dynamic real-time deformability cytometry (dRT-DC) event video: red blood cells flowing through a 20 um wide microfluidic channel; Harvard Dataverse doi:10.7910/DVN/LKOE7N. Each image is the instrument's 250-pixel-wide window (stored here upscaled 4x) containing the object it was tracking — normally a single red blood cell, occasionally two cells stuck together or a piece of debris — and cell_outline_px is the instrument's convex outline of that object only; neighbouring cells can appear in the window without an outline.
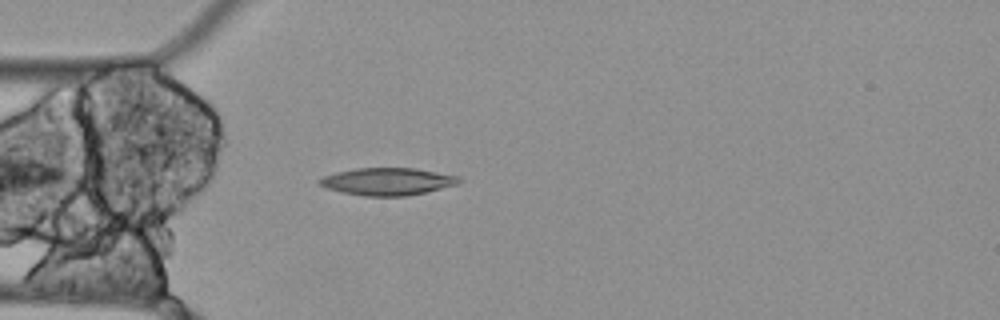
{"species": "Egyptian fruit bat (a non-hibernating species)", "species_latin": "Rousettus aegyptiacus", "temperature_condition": "cold", "stored_images_in_passage": 42, "camera_frame_rate_fps": 3000, "um_per_image_px": 0.085, "animal": {"sex": "female"}, "frame": {"image": 1, "passage_image": 1, "time_ms": 0.0, "image_size_px": [1000, 320], "cell_outline_px": [[464, 180], [460, 184], [408, 196], [364, 196], [340, 192], [316, 184], [316, 180], [324, 176], [336, 172], [356, 168], [416, 168], [456, 176]], "centroid_in_image_um": [32.92, 15.43], "position_along_channel_um": 52.1, "area_um2": 22.43}}
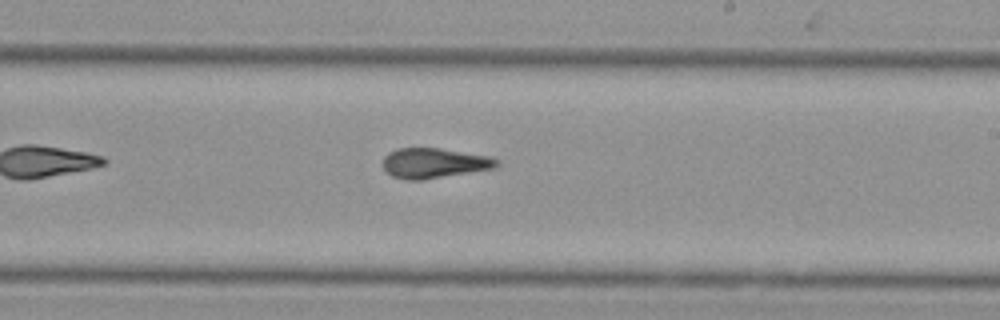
{"frame": {"image": 2, "passage_image": 18, "time_ms": 5.667, "image_size_px": [1000, 320], "cell_outline_px": [[500, 164], [496, 168], [424, 180], [408, 180], [392, 176], [384, 168], [384, 156], [388, 152], [396, 148], [440, 148], [492, 156], [500, 160]], "centroid_in_image_um": [36.96, 13.86], "position_along_channel_um": 252.0, "area_um2": 20.23}}
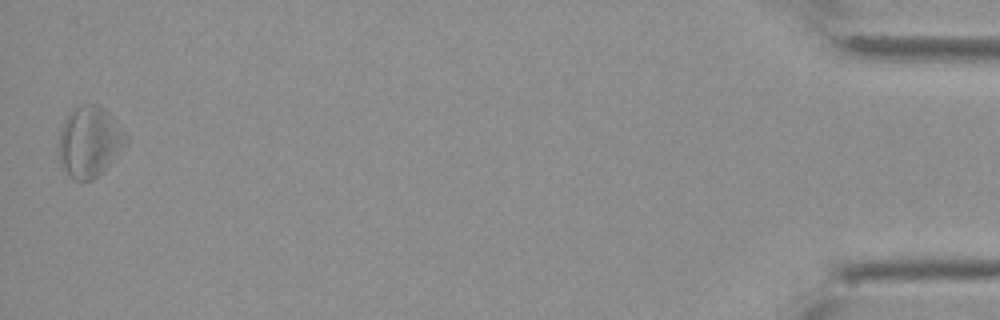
{"frame": {"image": 3, "passage_image": 41, "time_ms": 13.333, "image_size_px": [1000, 320], "cell_outline_px": [[128, 144], [92, 180], [72, 180], [64, 172], [60, 164], [60, 128], [68, 112], [84, 104], [100, 104], [112, 116], [128, 136]], "centroid_in_image_um": [7.61, 12.03], "position_along_channel_um": 427.6, "area_um2": 27.63}, "authors_computed_cell_mechanics": {"area_um2": 20.9236, "velocity_mm_per_s": 3.4664, "shape_relaxation_time_tau1_ms": null, "shape_relaxation_time_tau2_ms": 3.3118, "deformation_change_tau1": null, "deformation_change_tau2": 0.1309}}